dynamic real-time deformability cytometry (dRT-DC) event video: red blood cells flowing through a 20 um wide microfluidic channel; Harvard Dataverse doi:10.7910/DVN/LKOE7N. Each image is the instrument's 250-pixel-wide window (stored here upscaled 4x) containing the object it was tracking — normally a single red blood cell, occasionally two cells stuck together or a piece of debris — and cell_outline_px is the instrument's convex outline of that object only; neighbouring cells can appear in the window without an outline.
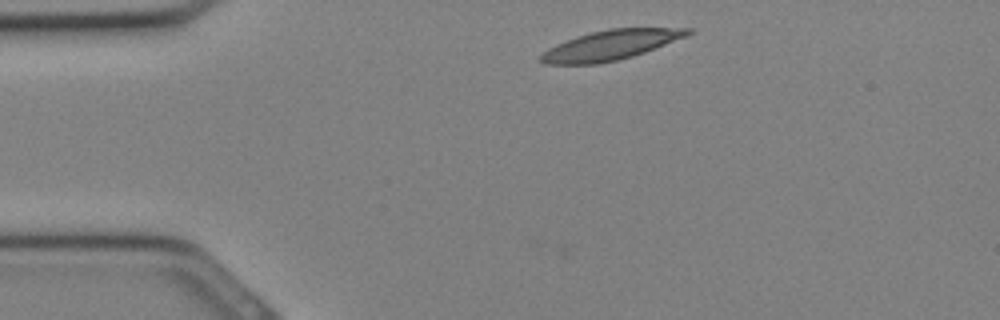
{"species": "Egyptian fruit bat (a non-hibernating species)", "species_latin": "Rousettus aegyptiacus", "temperature_condition": "cold", "stored_images_in_passage": 19, "camera_frame_rate_fps": 3000, "um_per_image_px": 0.085, "animal": {"sex": "female"}, "frame": {"image": 1, "passage_image": 2, "time_ms": 0.333, "image_size_px": [1000, 320], "cell_outline_px": [[692, 32], [688, 36], [644, 52], [632, 56], [616, 60], [596, 64], [544, 64], [540, 60], [540, 56], [548, 48], [556, 44], [576, 36], [608, 28], [692, 28]], "centroid_in_image_um": [51.9, 3.83], "position_along_channel_um": 33.1, "area_um2": 25.32}}
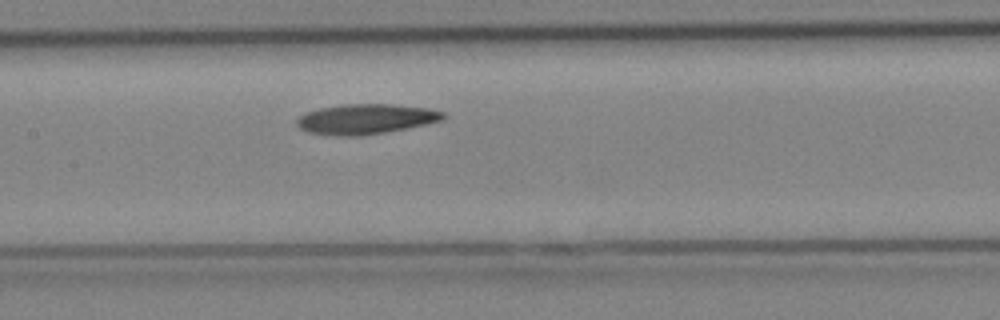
{"frame": {"image": 2, "passage_image": 11, "time_ms": 3.333, "image_size_px": [1000, 320], "cell_outline_px": [[448, 116], [440, 120], [424, 124], [384, 132], [356, 136], [336, 136], [308, 132], [300, 128], [296, 124], [296, 120], [304, 112], [320, 108], [344, 104], [392, 104], [428, 108], [444, 112]], "centroid_in_image_um": [31.05, 10.11], "position_along_channel_um": 176.3, "area_um2": 25.49}}
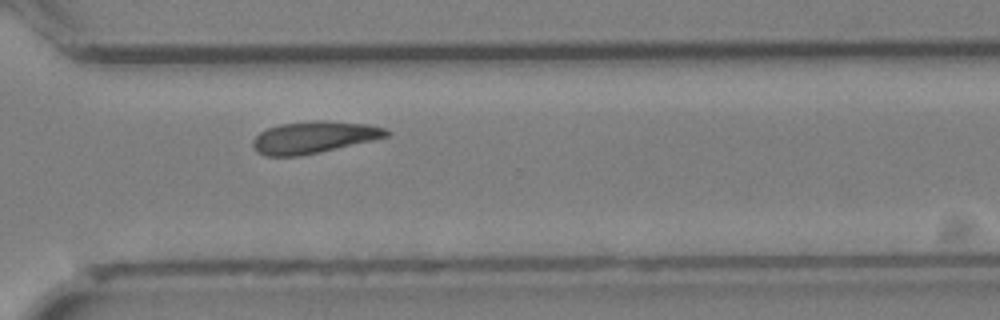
{"frame": {"image": 3, "passage_image": 19, "time_ms": 6.0, "image_size_px": [1000, 320], "cell_outline_px": [[392, 132], [388, 136], [372, 140], [320, 152], [300, 156], [264, 156], [256, 152], [252, 148], [252, 140], [260, 132], [268, 128], [280, 124], [308, 120], [324, 120], [368, 124], [384, 128]], "centroid_in_image_um": [26.64, 11.66], "position_along_channel_um": 344.0, "area_um2": 25.03}}